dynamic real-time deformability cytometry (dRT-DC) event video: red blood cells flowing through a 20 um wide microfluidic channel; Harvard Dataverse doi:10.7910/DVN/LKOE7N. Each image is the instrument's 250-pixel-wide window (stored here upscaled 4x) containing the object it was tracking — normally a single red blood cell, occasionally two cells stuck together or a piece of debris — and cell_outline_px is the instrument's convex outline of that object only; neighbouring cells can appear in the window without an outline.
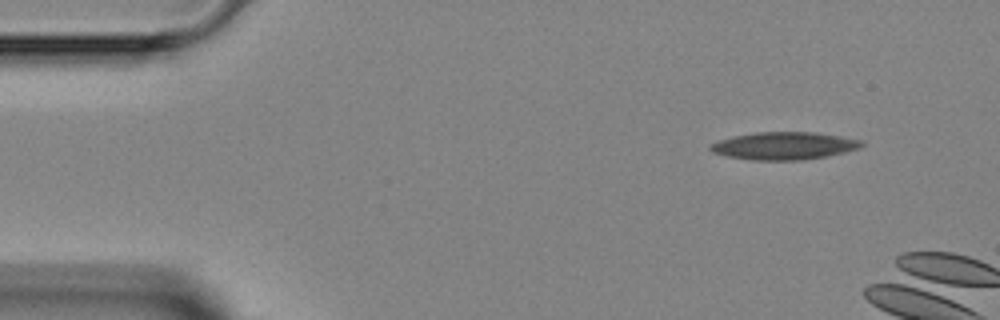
{"species": "Egyptian fruit bat (a non-hibernating species)", "species_latin": "Rousettus aegyptiacus", "temperature_condition": "room temperature", "stored_images_in_passage": 4, "camera_frame_rate_fps": 3000, "um_per_image_px": 0.085, "animal": {"sex": "female"}, "frame": {"image": 1, "passage_image": 1, "time_ms": 0.0, "image_size_px": [1000, 320], "cell_outline_px": [[864, 144], [860, 148], [844, 152], [824, 156], [800, 160], [752, 160], [728, 156], [712, 152], [708, 148], [708, 144], [732, 136], [756, 132], [816, 132], [860, 140]], "centroid_in_image_um": [66.59, 12.39], "position_along_channel_um": 18.4, "area_um2": 24.16}}